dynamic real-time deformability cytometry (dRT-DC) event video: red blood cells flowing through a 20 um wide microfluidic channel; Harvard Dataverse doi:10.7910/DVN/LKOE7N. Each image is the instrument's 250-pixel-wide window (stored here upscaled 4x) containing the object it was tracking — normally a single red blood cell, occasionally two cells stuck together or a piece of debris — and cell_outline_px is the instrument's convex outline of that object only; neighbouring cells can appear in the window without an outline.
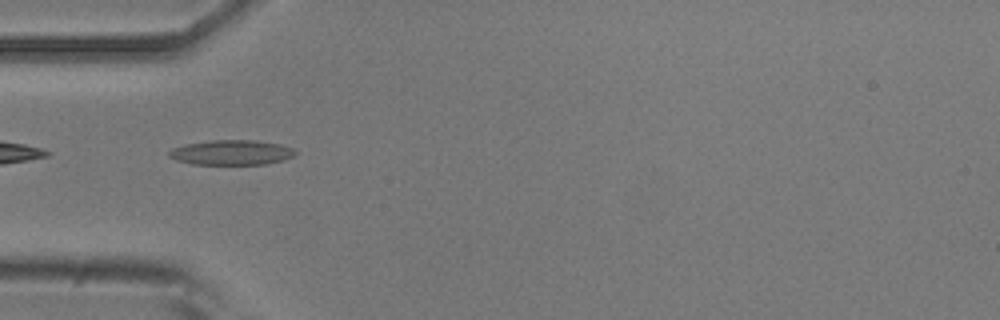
{"species": "common noctule bat (a hibernating species)", "species_latin": "Nyctalus noctula", "temperature_condition": "room temperature", "stored_images_in_passage": 5, "camera_frame_rate_fps": 3000, "um_per_image_px": 0.085, "animal": {"sex": "male", "body_mass_g": 20.5, "forearm_length_mm": 52.5}, "frame": {"image": 1, "passage_image": 2, "time_ms": 0.333, "image_size_px": [1000, 320], "cell_outline_px": [[296, 152], [292, 156], [284, 160], [268, 164], [192, 164], [176, 160], [168, 156], [168, 152], [172, 148], [184, 144], [212, 140], [252, 140], [280, 144], [292, 148]], "centroid_in_image_um": [19.65, 12.96], "position_along_channel_um": 65.4, "area_um2": 18.32}}
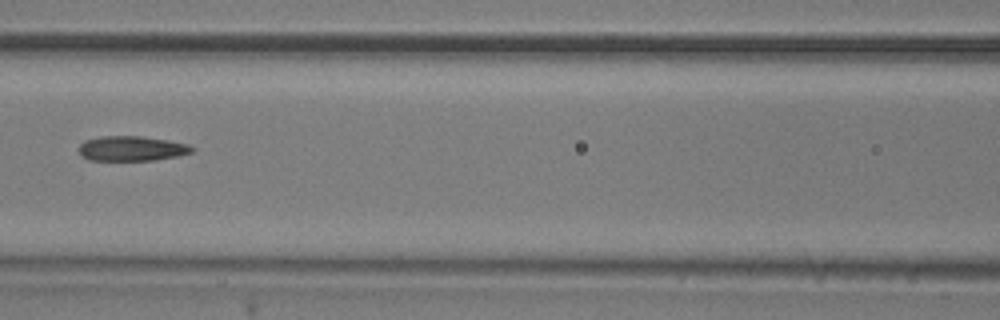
{"frame": {"image": 2, "passage_image": 4, "time_ms": 1.0, "image_size_px": [1000, 320], "cell_outline_px": [[196, 148], [192, 152], [176, 156], [156, 160], [88, 160], [80, 156], [80, 144], [84, 140], [100, 136], [140, 136], [168, 140], [188, 144]], "centroid_in_image_um": [11.18, 12.62], "position_along_channel_um": 155.4, "area_um2": 16.47}}
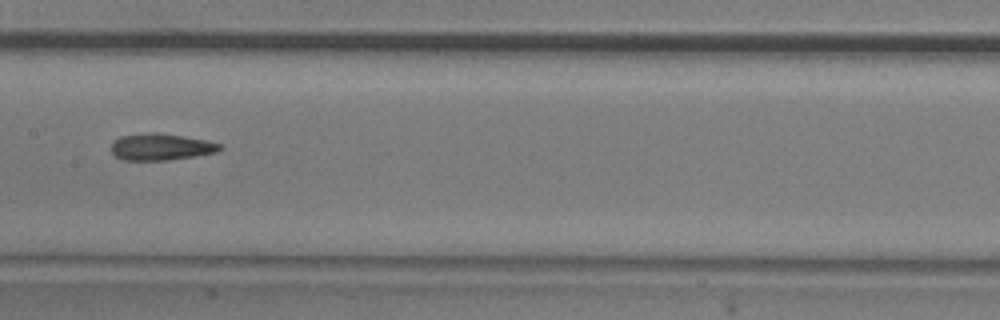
{"frame": {"image": 3, "passage_image": 5, "time_ms": 1.333, "image_size_px": [1000, 320], "cell_outline_px": [[224, 148], [220, 152], [168, 160], [124, 160], [116, 156], [112, 152], [112, 140], [120, 136], [152, 132], [156, 132], [208, 140], [220, 144]], "centroid_in_image_um": [13.71, 12.48], "position_along_channel_um": 193.7, "area_um2": 16.99}}